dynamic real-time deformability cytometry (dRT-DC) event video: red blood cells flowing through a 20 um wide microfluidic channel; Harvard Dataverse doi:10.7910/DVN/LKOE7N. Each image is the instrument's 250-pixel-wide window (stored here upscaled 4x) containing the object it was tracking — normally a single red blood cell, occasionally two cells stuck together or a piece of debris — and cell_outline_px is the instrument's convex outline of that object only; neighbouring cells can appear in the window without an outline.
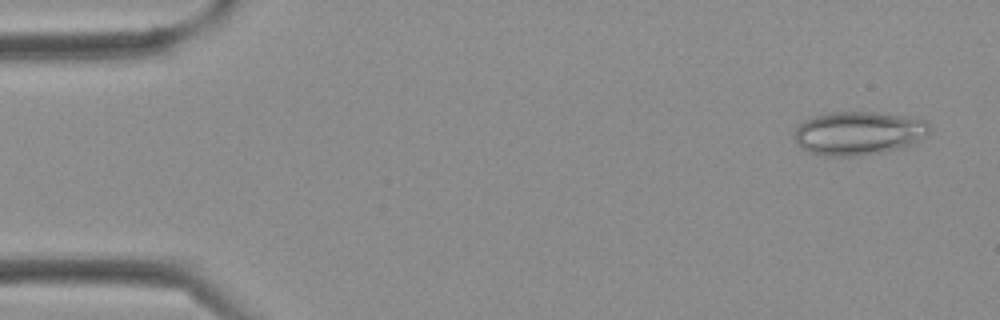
{"species": "Egyptian fruit bat (a non-hibernating species)", "species_latin": "Rousettus aegyptiacus", "temperature_condition": "cold", "stored_images_in_passage": 38, "camera_frame_rate_fps": 3000, "um_per_image_px": 0.085, "frame": {"image": 1, "passage_image": 2, "time_ms": 0.333, "image_size_px": [1000, 320], "cell_outline_px": [[932, 128], [920, 140], [912, 144], [880, 152], [856, 156], [824, 156], [808, 152], [800, 148], [796, 140], [796, 128], [804, 120], [816, 116], [832, 112], [872, 112], [908, 116], [924, 120]], "centroid_in_image_um": [72.97, 11.32], "position_along_channel_um": 12.0, "area_um2": 34.04}}
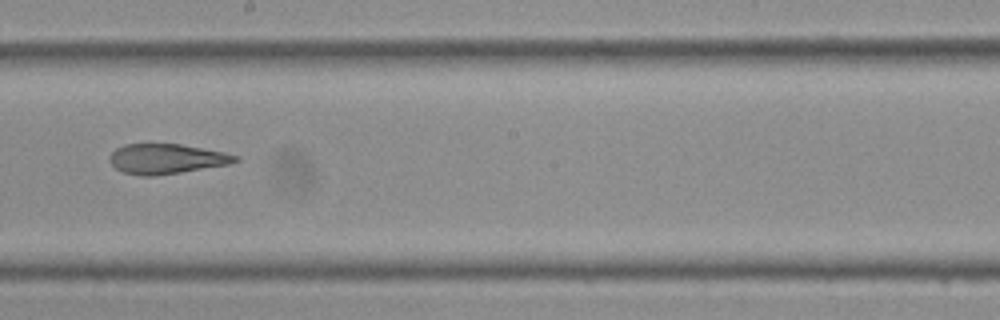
{"frame": {"image": 2, "passage_image": 21, "time_ms": 6.667, "image_size_px": [1000, 320], "cell_outline_px": [[240, 160], [228, 164], [156, 176], [140, 176], [124, 172], [116, 168], [108, 160], [108, 156], [116, 148], [124, 144], [180, 144], [224, 152], [240, 156]], "centroid_in_image_um": [14.12, 13.5], "position_along_channel_um": 234.1, "area_um2": 21.91}}
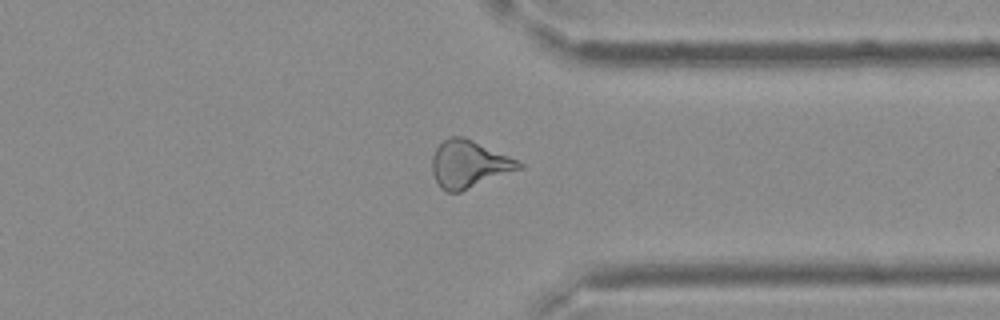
{"frame": {"image": 3, "passage_image": 29, "time_ms": 9.333, "image_size_px": [1000, 320], "cell_outline_px": [[524, 168], [460, 192], [444, 192], [440, 188], [432, 172], [432, 156], [436, 148], [444, 140], [452, 136], [464, 136], [520, 160], [524, 164]], "centroid_in_image_um": [39.9, 13.96], "position_along_channel_um": 371.5, "area_um2": 24.28}}